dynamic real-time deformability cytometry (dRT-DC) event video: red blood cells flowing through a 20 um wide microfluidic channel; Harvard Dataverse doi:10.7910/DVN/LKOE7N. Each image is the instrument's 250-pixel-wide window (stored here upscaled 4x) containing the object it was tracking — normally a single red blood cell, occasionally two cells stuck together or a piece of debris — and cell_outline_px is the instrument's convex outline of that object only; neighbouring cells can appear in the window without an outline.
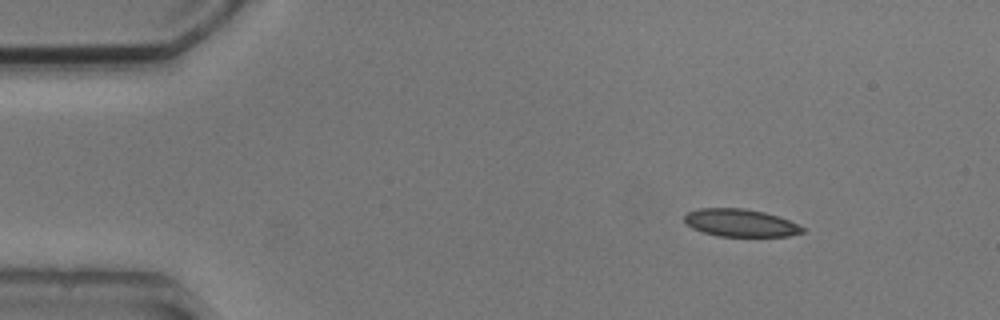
{"species": "common noctule bat (a hibernating species)", "species_latin": "Nyctalus noctula", "temperature_condition": "cold", "stored_images_in_passage": 4, "camera_frame_rate_fps": 3000, "um_per_image_px": 0.085, "animal": {"sex": "male", "body_mass_g": 20.5, "forearm_length_mm": 52.5}, "frame": {"image": 1, "passage_image": 1, "time_ms": 0.0, "image_size_px": [1000, 320], "cell_outline_px": [[804, 232], [788, 236], [720, 236], [704, 232], [692, 228], [684, 220], [684, 216], [688, 212], [696, 208], [744, 208], [764, 212], [780, 216], [804, 228]], "centroid_in_image_um": [62.93, 18.93], "position_along_channel_um": 22.1, "area_um2": 18.9}}